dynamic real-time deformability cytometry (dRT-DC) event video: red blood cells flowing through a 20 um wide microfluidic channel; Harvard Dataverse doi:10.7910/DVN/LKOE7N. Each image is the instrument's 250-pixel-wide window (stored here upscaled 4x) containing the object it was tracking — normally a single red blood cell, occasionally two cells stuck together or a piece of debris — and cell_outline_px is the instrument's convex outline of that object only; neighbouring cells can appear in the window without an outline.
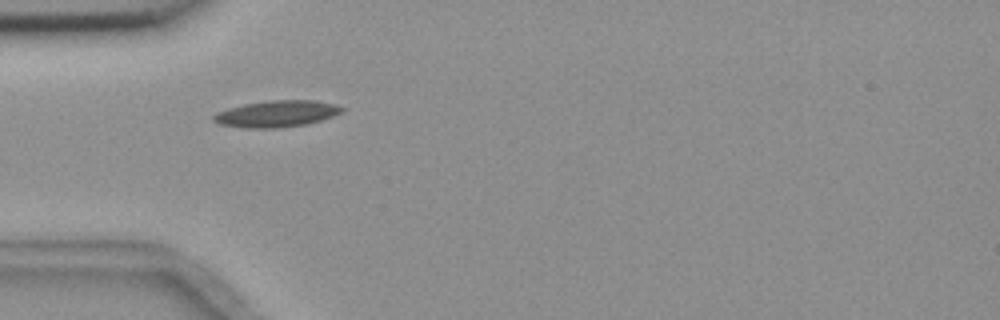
{"species": "common noctule bat (a hibernating species)", "species_latin": "Nyctalus noctula", "temperature_condition": "room temperature", "stored_images_in_passage": 3, "camera_frame_rate_fps": 3000, "um_per_image_px": 0.085, "animal": {"sex": "female", "body_mass_g": 18.4}, "frame": {"image": 1, "passage_image": 1, "time_ms": 0.0, "image_size_px": [1000, 320], "cell_outline_px": [[344, 108], [340, 112], [332, 116], [308, 124], [276, 128], [244, 128], [220, 124], [212, 120], [212, 116], [216, 112], [228, 108], [244, 104], [268, 100], [312, 100], [336, 104]], "centroid_in_image_um": [23.47, 9.67], "position_along_channel_um": 61.5, "area_um2": 19.83}}
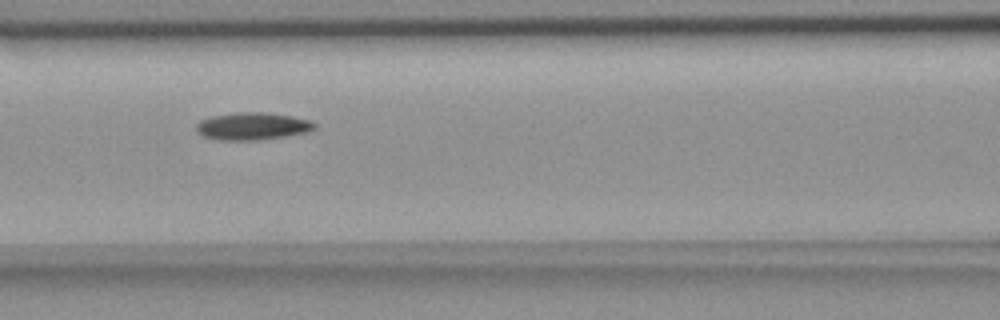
{"frame": {"image": 2, "passage_image": 3, "time_ms": 2.333, "image_size_px": [1000, 320], "cell_outline_px": [[316, 128], [308, 132], [260, 140], [220, 140], [204, 136], [196, 128], [196, 124], [200, 120], [212, 116], [236, 112], [264, 112], [292, 116], [312, 120], [316, 124]], "centroid_in_image_um": [21.5, 10.72], "position_along_channel_um": 145.1, "area_um2": 18.9}}